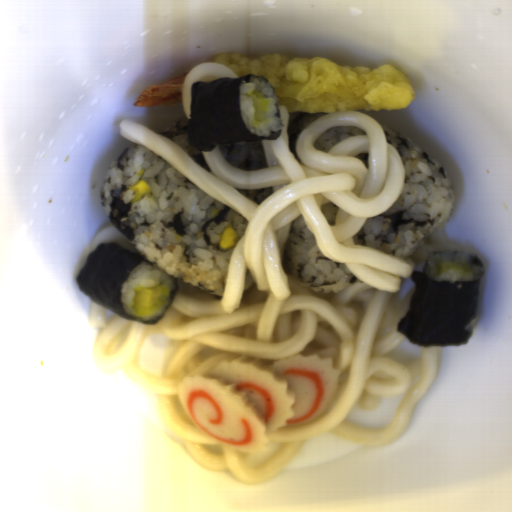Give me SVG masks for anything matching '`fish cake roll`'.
<instances>
[{
    "mask_svg": "<svg viewBox=\"0 0 512 512\" xmlns=\"http://www.w3.org/2000/svg\"><path fill=\"white\" fill-rule=\"evenodd\" d=\"M339 390L333 358L298 354L266 364L238 355L184 378L177 399L217 444L252 454L263 450L269 434L321 417Z\"/></svg>",
    "mask_w": 512,
    "mask_h": 512,
    "instance_id": "14b837c1",
    "label": "fish cake roll"
}]
</instances>
